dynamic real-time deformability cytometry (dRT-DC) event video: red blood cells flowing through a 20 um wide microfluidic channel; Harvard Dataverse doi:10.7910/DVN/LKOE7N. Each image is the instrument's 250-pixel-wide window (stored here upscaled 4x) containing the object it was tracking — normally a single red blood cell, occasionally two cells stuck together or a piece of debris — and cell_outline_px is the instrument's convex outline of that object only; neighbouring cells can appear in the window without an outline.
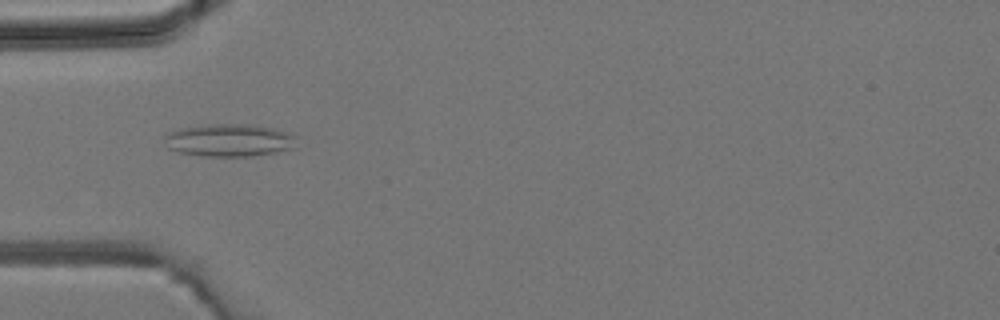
{"species": "common noctule bat (a hibernating species)", "species_latin": "Nyctalus noctula", "temperature_condition": "room temperature", "stored_images_in_passage": 1, "camera_frame_rate_fps": 3000, "um_per_image_px": 0.085, "animal": {"sex": "male", "body_mass_g": 19.2, "forearm_length_mm": 51.8}, "frame": {"image": 1, "passage_image": 1, "time_ms": 0.0, "image_size_px": [1000, 320], "cell_outline_px": [[300, 136], [296, 148], [276, 152], [252, 156], [204, 156], [180, 152], [168, 148], [164, 136], [168, 132], [180, 128], [208, 124], [240, 124], [272, 128]], "centroid_in_image_um": [19.54, 11.92], "position_along_channel_um": 65.5, "area_um2": 25.26}}